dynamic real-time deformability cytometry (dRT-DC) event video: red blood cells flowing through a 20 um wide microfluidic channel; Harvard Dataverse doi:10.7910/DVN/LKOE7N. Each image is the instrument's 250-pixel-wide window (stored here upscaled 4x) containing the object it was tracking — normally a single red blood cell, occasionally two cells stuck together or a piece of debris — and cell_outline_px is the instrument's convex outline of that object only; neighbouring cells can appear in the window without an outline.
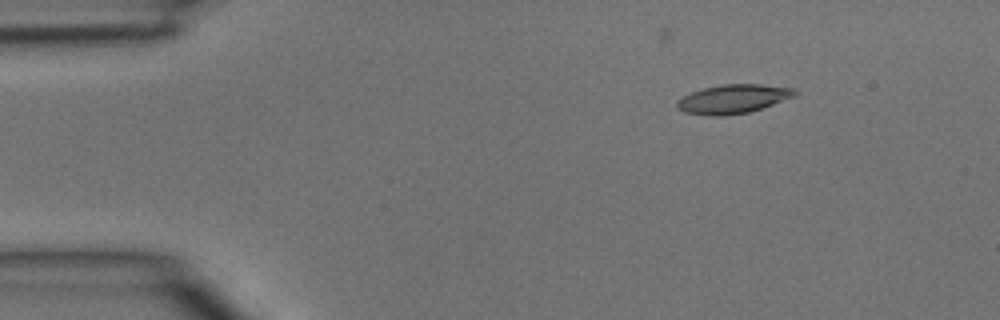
{"species": "common noctule bat (a hibernating species)", "species_latin": "Nyctalus noctula", "temperature_condition": "room temperature", "stored_images_in_passage": 4, "segment_of_instrument_passage": [2, 2], "camera_frame_rate_fps": 3000, "um_per_image_px": 0.085, "animal": {"sex": "male", "body_mass_g": 15.6}, "frame": {"image": 1, "passage_image": 4, "time_ms": 1.0, "image_size_px": [1000, 320], "cell_outline_px": [[796, 96], [748, 112], [720, 116], [708, 116], [684, 112], [676, 108], [676, 100], [692, 92], [704, 88], [724, 84], [760, 84], [796, 88]], "centroid_in_image_um": [62.29, 8.41], "position_along_channel_um": 22.7, "area_um2": 19.77}}